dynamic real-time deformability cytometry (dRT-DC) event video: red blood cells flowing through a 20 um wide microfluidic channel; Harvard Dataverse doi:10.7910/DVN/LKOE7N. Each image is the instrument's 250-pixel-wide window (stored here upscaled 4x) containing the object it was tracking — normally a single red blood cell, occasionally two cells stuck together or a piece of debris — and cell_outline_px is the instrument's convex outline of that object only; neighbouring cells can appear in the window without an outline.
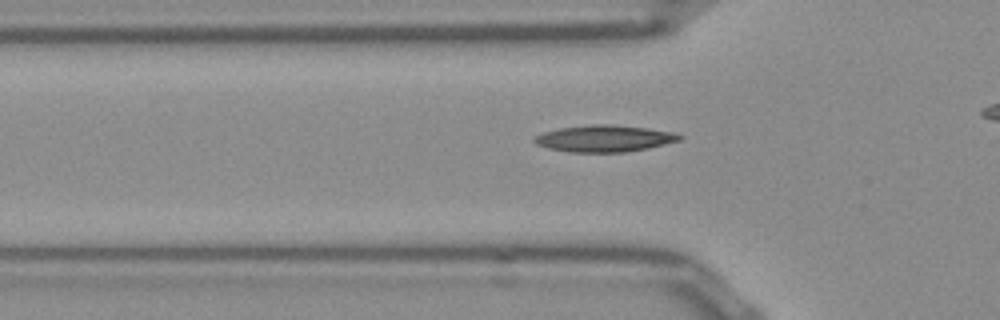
{"species": "Egyptian fruit bat (a non-hibernating species)", "species_latin": "Rousettus aegyptiacus", "temperature_condition": "room temperature", "stored_images_in_passage": 28, "camera_frame_rate_fps": 3000, "um_per_image_px": 0.085, "frame": {"image": 1, "passage_image": 2, "time_ms": 0.333, "image_size_px": [1000, 320], "cell_outline_px": [[684, 136], [680, 140], [664, 144], [624, 152], [568, 152], [548, 148], [536, 144], [532, 140], [536, 136], [544, 132], [560, 128], [592, 124], [612, 124], [648, 128], [676, 132]], "centroid_in_image_um": [51.38, 11.76], "position_along_channel_um": 74.4, "area_um2": 22.48}}
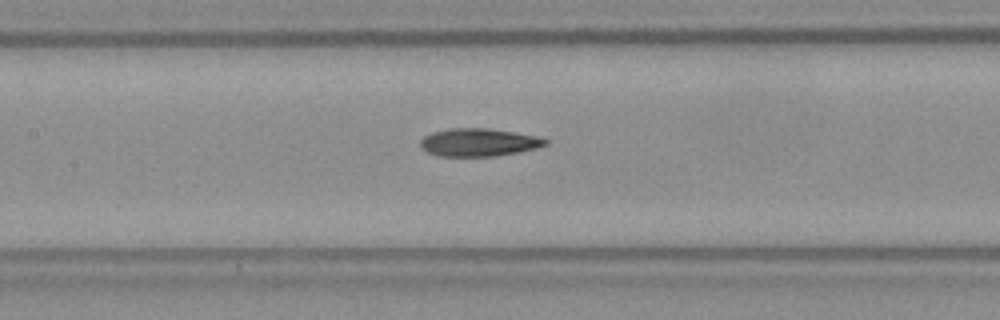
{"frame": {"image": 2, "passage_image": 9, "time_ms": 2.667, "image_size_px": [1000, 320], "cell_outline_px": [[548, 144], [536, 148], [516, 152], [492, 156], [440, 156], [428, 152], [420, 148], [420, 140], [424, 136], [432, 132], [448, 128], [488, 128], [536, 136], [548, 140]], "centroid_in_image_um": [40.64, 12.09], "position_along_channel_um": 166.8, "area_um2": 20.17}}
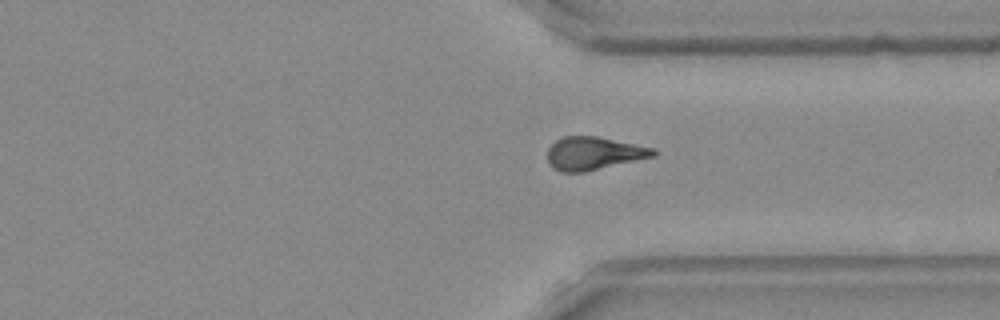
{"frame": {"image": 3, "passage_image": 24, "time_ms": 7.667, "image_size_px": [1000, 320], "cell_outline_px": [[656, 156], [584, 172], [560, 172], [552, 168], [548, 160], [548, 148], [556, 140], [564, 136], [600, 136], [656, 148]], "centroid_in_image_um": [50.49, 13.03], "position_along_channel_um": 360.9, "area_um2": 20.58}}